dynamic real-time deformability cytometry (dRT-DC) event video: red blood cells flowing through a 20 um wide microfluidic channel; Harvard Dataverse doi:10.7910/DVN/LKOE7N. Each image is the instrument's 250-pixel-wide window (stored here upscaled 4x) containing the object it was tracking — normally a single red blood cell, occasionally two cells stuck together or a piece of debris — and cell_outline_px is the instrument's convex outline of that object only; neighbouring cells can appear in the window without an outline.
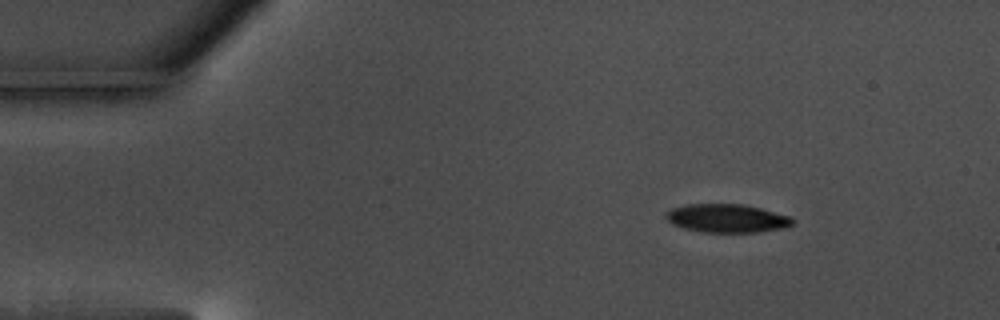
{"species": "common noctule bat (a hibernating species)", "species_latin": "Nyctalus noctula", "temperature_condition": "warm", "stored_images_in_passage": 57, "camera_frame_rate_fps": 3000, "um_per_image_px": 0.085, "animal": {"sex": "male", "body_mass_g": 17.5, "forearm_length_mm": 52.3}, "frame": {"image": 1, "passage_image": 8, "time_ms": 2.333, "image_size_px": [1000, 320], "cell_outline_px": [[796, 220], [792, 224], [780, 228], [756, 232], [704, 232], [684, 228], [672, 224], [664, 216], [664, 212], [672, 208], [688, 204], [744, 204], [760, 208], [788, 216]], "centroid_in_image_um": [61.73, 18.54], "position_along_channel_um": 23.3, "area_um2": 20.81}}
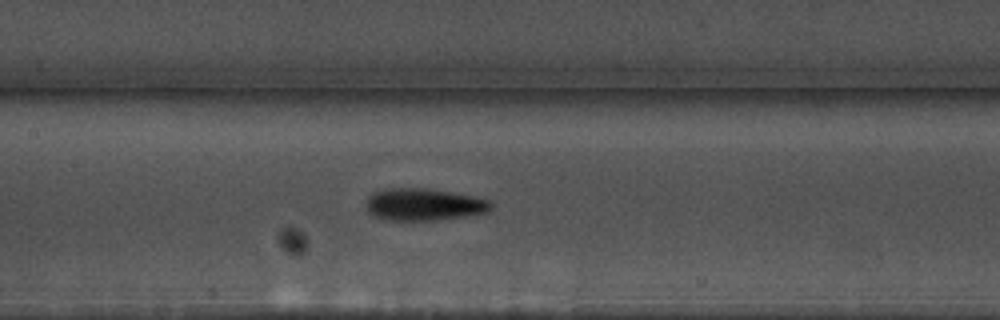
{"frame": {"image": 2, "passage_image": 27, "time_ms": 8.667, "image_size_px": [1000, 320], "cell_outline_px": [[492, 208], [488, 212], [468, 216], [440, 220], [384, 220], [372, 216], [368, 212], [364, 204], [368, 196], [372, 192], [384, 188], [428, 188], [472, 196], [488, 200], [492, 204]], "centroid_in_image_um": [35.96, 17.39], "position_along_channel_um": 171.4, "area_um2": 23.81}}
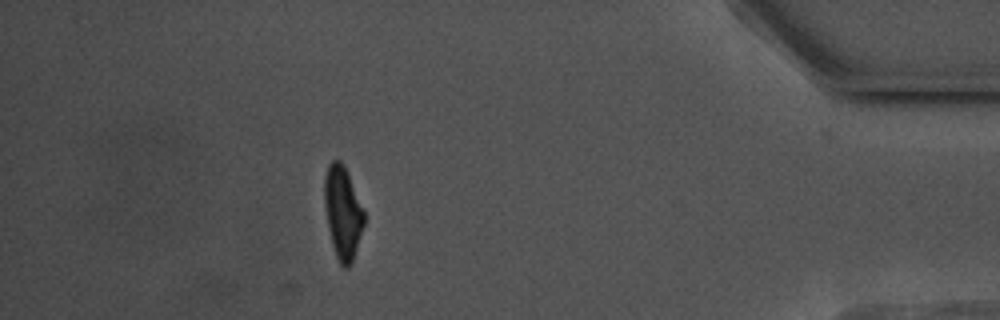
{"frame": {"image": 3, "passage_image": 51, "time_ms": 16.667, "image_size_px": [1000, 320], "cell_outline_px": [[364, 224], [352, 264], [348, 268], [344, 268], [340, 264], [336, 256], [332, 244], [328, 228], [324, 204], [324, 176], [328, 164], [332, 160], [340, 160], [344, 164], [364, 212]], "centroid_in_image_um": [29.12, 18.07], "position_along_channel_um": 406.1, "area_um2": 21.39}, "authors_computed_cell_mechanics": {"area_um2": 21.964, "velocity_mm_per_s": 3.5592, "shape_relaxation_time_tau1_ms": 2.875, "shape_relaxation_time_tau2_ms": 3.4188, "deformation_change_tau1": 0.154, "deformation_change_tau2": 0.1129}}